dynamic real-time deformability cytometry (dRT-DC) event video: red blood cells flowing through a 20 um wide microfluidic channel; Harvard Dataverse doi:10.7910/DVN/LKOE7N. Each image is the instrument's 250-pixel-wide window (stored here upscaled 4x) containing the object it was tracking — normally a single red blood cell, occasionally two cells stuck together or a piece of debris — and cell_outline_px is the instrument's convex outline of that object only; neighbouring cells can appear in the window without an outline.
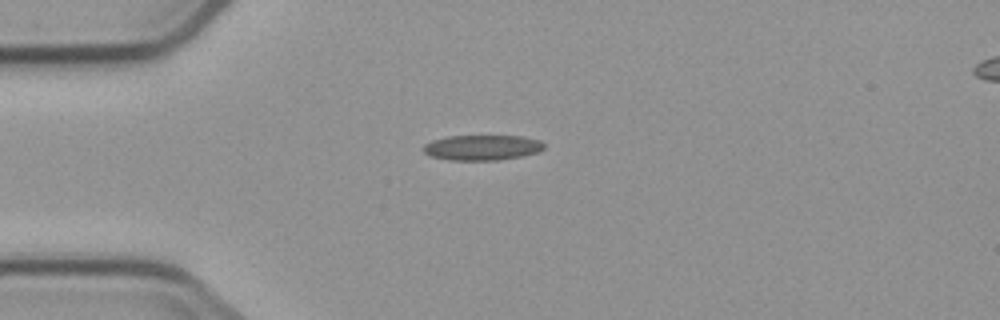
{"species": "common noctule bat (a hibernating species)", "species_latin": "Nyctalus noctula", "temperature_condition": "cold", "stored_images_in_passage": 6, "camera_frame_rate_fps": 3000, "um_per_image_px": 0.085, "animal": {"sex": "male", "body_mass_g": 23.1, "forearm_length_mm": 52.7}, "frame": {"image": 1, "passage_image": 1, "time_ms": 0.0, "image_size_px": [1000, 320], "cell_outline_px": [[544, 148], [540, 152], [524, 156], [496, 160], [448, 160], [432, 156], [424, 152], [424, 144], [432, 140], [448, 136], [524, 136], [540, 140], [544, 144]], "centroid_in_image_um": [41.02, 12.54], "position_along_channel_um": 44.0, "area_um2": 17.86}}
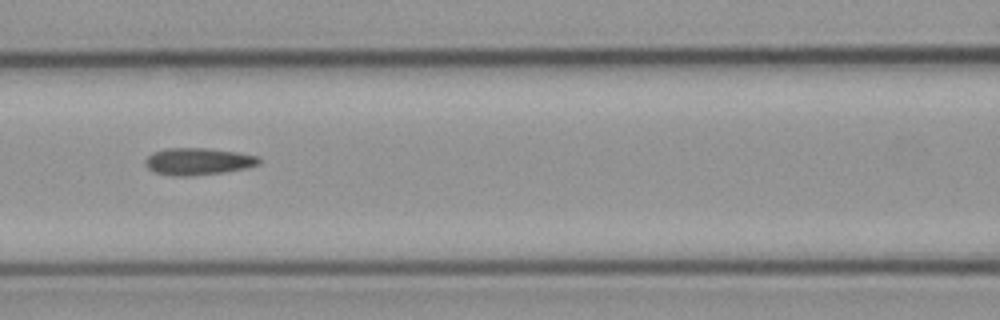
{"frame": {"image": 2, "passage_image": 4, "time_ms": 3.333, "image_size_px": [1000, 320], "cell_outline_px": [[260, 164], [248, 168], [224, 172], [188, 176], [172, 176], [152, 172], [144, 164], [144, 160], [152, 152], [168, 148], [208, 148], [236, 152], [260, 156]], "centroid_in_image_um": [16.83, 13.72], "position_along_channel_um": 149.8, "area_um2": 18.15}}
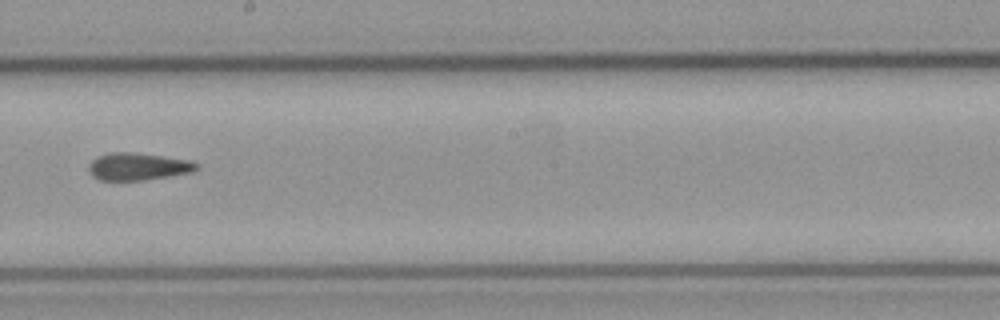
{"frame": {"image": 3, "passage_image": 6, "time_ms": 5.667, "image_size_px": [1000, 320], "cell_outline_px": [[200, 168], [192, 172], [144, 180], [100, 180], [92, 176], [88, 172], [88, 164], [96, 156], [108, 152], [132, 152], [188, 160], [196, 164]], "centroid_in_image_um": [11.65, 14.15], "position_along_channel_um": 236.5, "area_um2": 17.17}}